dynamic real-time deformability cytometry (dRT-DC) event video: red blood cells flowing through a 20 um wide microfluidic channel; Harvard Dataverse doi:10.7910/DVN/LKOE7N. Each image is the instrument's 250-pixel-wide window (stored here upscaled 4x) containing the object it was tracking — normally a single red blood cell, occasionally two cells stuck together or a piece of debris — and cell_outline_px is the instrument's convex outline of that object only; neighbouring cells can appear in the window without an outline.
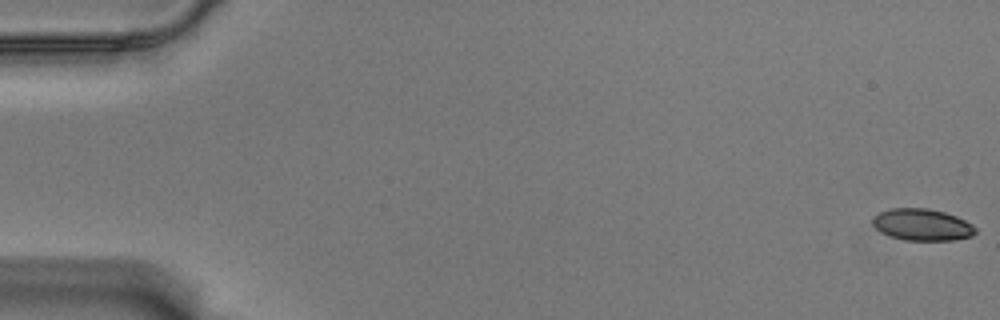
{"species": "Egyptian fruit bat (a non-hibernating species)", "species_latin": "Rousettus aegyptiacus", "temperature_condition": "warm", "stored_images_in_passage": 58, "camera_frame_rate_fps": 3000, "um_per_image_px": 0.085, "animal": {"sex": "male"}, "frame": {"image": 1, "passage_image": 1, "time_ms": 0.0, "image_size_px": [1000, 320], "cell_outline_px": [[976, 232], [972, 236], [952, 240], [904, 240], [880, 232], [872, 224], [872, 216], [876, 212], [888, 208], [928, 208], [944, 212], [956, 216], [972, 224], [976, 228]], "centroid_in_image_um": [78.34, 19.08], "position_along_channel_um": 6.7, "area_um2": 19.19}}
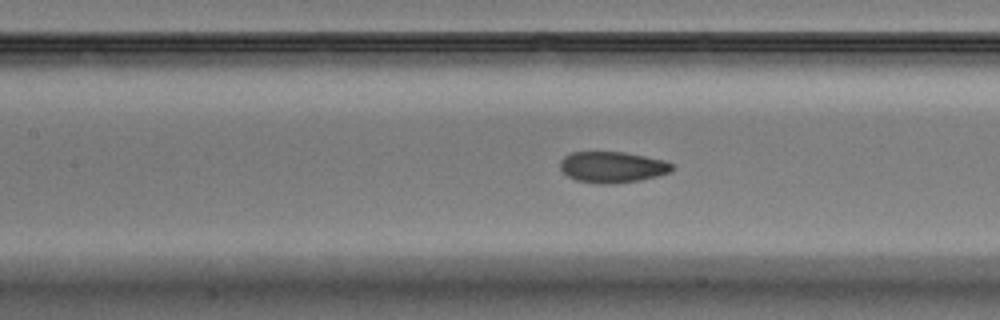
{"frame": {"image": 2, "passage_image": 27, "time_ms": 8.667, "image_size_px": [1000, 320], "cell_outline_px": [[676, 168], [672, 172], [640, 180], [608, 184], [600, 184], [576, 180], [568, 176], [560, 168], [560, 160], [564, 156], [572, 152], [624, 152], [664, 160], [672, 164]], "centroid_in_image_um": [52.06, 14.2], "position_along_channel_um": 155.3, "area_um2": 20.29}}
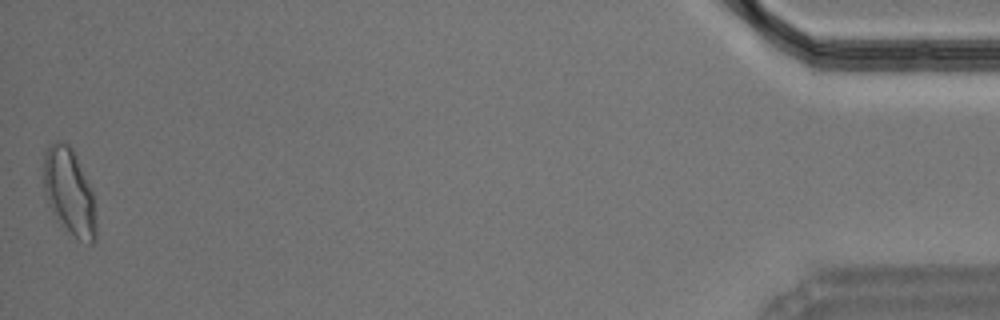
{"frame": {"image": 3, "passage_image": 58, "time_ms": 19.0, "image_size_px": [1000, 320], "cell_outline_px": [[96, 240], [92, 244], [88, 244], [80, 240], [52, 212], [44, 196], [44, 152], [48, 144], [56, 140], [64, 140], [72, 148], [92, 192], [96, 220]], "centroid_in_image_um": [5.87, 16.26], "position_along_channel_um": 429.3, "area_um2": 26.13}, "authors_computed_cell_mechanics": {"area_um2": 20.4034, "velocity_mm_per_s": 3.5274, "shape_relaxation_time_tau1_ms": null, "shape_relaxation_time_tau2_ms": 1.0964, "deformation_change_tau1": null, "deformation_change_tau2": 0.0535}}